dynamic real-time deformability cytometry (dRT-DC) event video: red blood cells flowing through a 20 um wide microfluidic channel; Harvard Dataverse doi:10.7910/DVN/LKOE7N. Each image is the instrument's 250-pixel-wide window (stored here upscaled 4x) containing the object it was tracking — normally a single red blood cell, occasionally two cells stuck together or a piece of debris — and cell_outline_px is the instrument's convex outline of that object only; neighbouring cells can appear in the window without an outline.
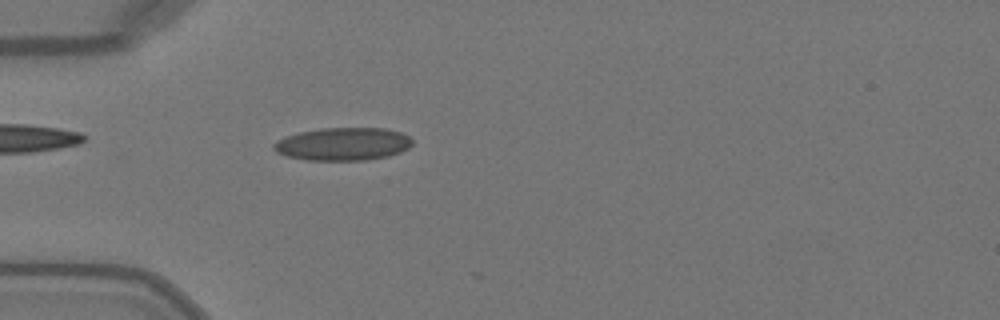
{"species": "Egyptian fruit bat (a non-hibernating species)", "species_latin": "Rousettus aegyptiacus", "temperature_condition": "warm", "stored_images_in_passage": 9, "camera_frame_rate_fps": 3000, "um_per_image_px": 0.085, "animal": {"sex": "female"}, "frame": {"image": 1, "passage_image": 5, "time_ms": 1.333, "image_size_px": [1000, 320], "cell_outline_px": [[412, 144], [408, 148], [400, 152], [388, 156], [364, 160], [308, 160], [288, 156], [276, 152], [272, 148], [272, 144], [288, 136], [300, 132], [320, 128], [384, 128], [400, 132], [408, 136], [412, 140]], "centroid_in_image_um": [29.17, 12.24], "position_along_channel_um": 55.8, "area_um2": 26.36}}
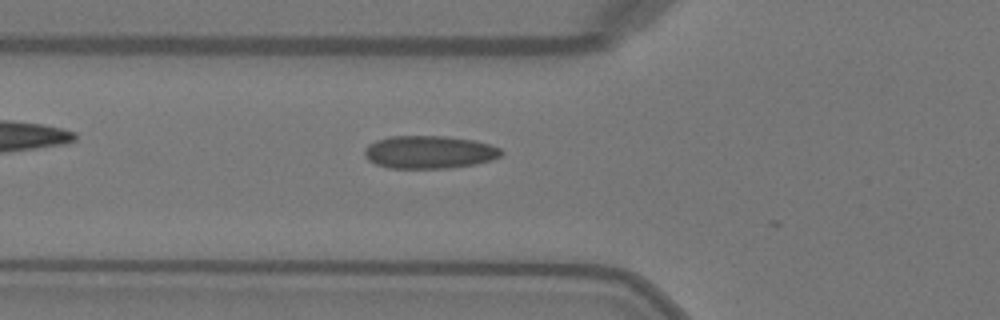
{"frame": {"image": 2, "passage_image": 8, "time_ms": 2.333, "image_size_px": [1000, 320], "cell_outline_px": [[504, 152], [500, 156], [492, 160], [472, 164], [448, 168], [388, 168], [376, 164], [368, 160], [364, 152], [364, 148], [368, 144], [376, 140], [392, 136], [444, 136], [472, 140], [488, 144], [500, 148]], "centroid_in_image_um": [36.46, 12.93], "position_along_channel_um": 89.3, "area_um2": 26.07}}